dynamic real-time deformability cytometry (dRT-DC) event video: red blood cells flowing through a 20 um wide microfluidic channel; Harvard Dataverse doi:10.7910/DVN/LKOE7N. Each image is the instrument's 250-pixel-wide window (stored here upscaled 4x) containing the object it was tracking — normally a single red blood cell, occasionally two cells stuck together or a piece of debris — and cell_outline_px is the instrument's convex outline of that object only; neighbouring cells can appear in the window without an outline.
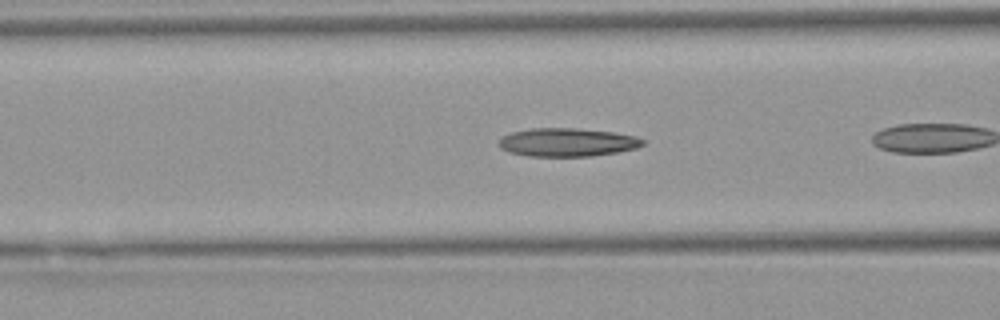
{"species": "Egyptian fruit bat (a non-hibernating species)", "species_latin": "Rousettus aegyptiacus", "temperature_condition": "warm", "stored_images_in_passage": 16, "camera_frame_rate_fps": 3000, "um_per_image_px": 0.085, "animal": {"sex": "female"}, "frame": {"image": 1, "passage_image": 5, "time_ms": 1.333, "image_size_px": [1000, 320], "cell_outline_px": [[644, 144], [636, 148], [616, 152], [592, 156], [528, 156], [508, 152], [500, 148], [500, 140], [504, 136], [512, 132], [532, 128], [572, 128], [612, 132], [636, 136], [644, 140]], "centroid_in_image_um": [48.22, 12.1], "position_along_channel_um": 118.4, "area_um2": 23.58}}